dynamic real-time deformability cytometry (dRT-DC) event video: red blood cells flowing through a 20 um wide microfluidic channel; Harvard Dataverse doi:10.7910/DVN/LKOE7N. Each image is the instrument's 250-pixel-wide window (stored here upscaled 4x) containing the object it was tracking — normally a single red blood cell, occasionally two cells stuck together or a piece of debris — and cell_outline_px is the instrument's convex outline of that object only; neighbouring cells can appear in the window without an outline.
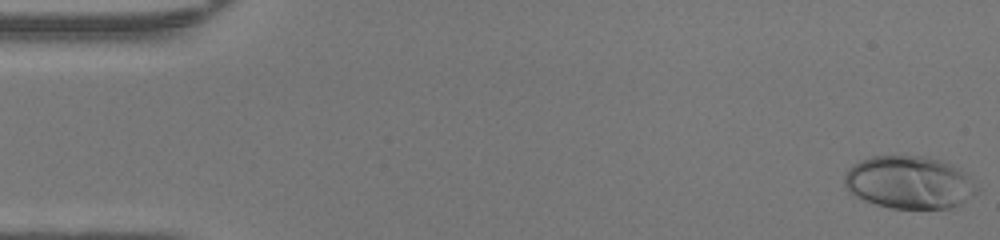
{"species": "human", "species_latin": "Homo sapiens", "temperature_condition": "warm", "stored_images_in_passage": 48, "camera_frame_rate_fps": 3000, "um_per_image_px": 0.085, "donor": {"sex": "female"}, "frame": {"image": 1, "passage_image": 1, "time_ms": 0.0, "image_size_px": [1000, 240], "cell_outline_px": [[980, 192], [960, 204], [952, 208], [892, 208], [876, 204], [852, 196], [848, 192], [844, 184], [844, 176], [848, 168], [852, 164], [860, 160], [872, 156], [924, 156], [940, 160], [964, 172], [980, 188]], "centroid_in_image_um": [77.26, 15.51], "position_along_channel_um": 7.7, "area_um2": 40.92}}
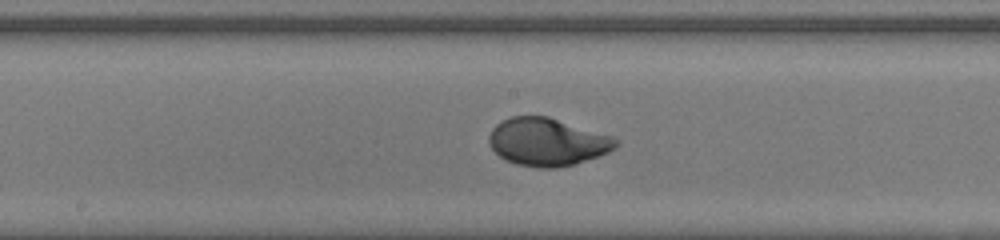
{"frame": {"image": 2, "passage_image": 25, "time_ms": 8.0, "image_size_px": [1000, 240], "cell_outline_px": [[620, 144], [616, 148], [600, 156], [576, 164], [556, 168], [540, 168], [516, 164], [504, 160], [492, 148], [488, 140], [488, 136], [492, 128], [496, 124], [512, 116], [548, 116], [612, 136], [620, 140]], "centroid_in_image_um": [46.55, 12.07], "position_along_channel_um": 201.7, "area_um2": 35.55}}
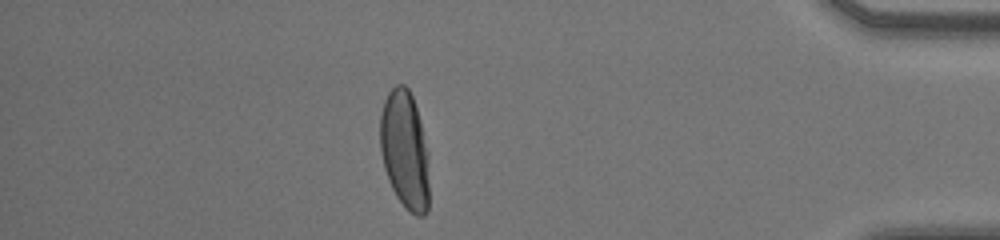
{"frame": {"image": 3, "passage_image": 42, "time_ms": 13.667, "image_size_px": [1000, 240], "cell_outline_px": [[428, 212], [424, 216], [416, 216], [396, 196], [388, 180], [384, 168], [380, 152], [380, 116], [384, 100], [388, 92], [396, 84], [404, 84], [408, 88], [412, 96], [420, 120], [428, 152]], "centroid_in_image_um": [34.4, 12.73], "position_along_channel_um": 400.8, "area_um2": 33.87}, "authors_computed_cell_mechanics": {"area_um2": 35.0846, "velocity_mm_per_s": 4.294, "shape_relaxation_time_tau1_ms": 3.471, "shape_relaxation_time_tau2_ms": null, "deformation_change_tau1": 0.2299, "deformation_change_tau2": null}}